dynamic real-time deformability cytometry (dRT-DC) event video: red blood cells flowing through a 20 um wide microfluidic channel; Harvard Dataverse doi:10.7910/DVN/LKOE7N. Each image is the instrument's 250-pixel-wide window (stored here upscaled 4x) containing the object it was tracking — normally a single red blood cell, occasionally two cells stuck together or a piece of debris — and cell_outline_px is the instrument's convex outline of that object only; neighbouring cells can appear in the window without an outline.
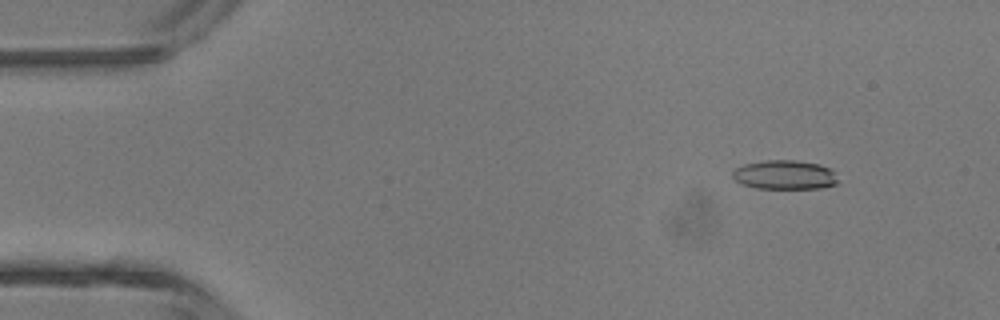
{"species": "common noctule bat (a hibernating species)", "species_latin": "Nyctalus noctula", "temperature_condition": "room temperature", "stored_images_in_passage": 46, "camera_frame_rate_fps": 3000, "um_per_image_px": 0.085, "animal": {"sex": "male", "body_mass_g": 13.3}, "frame": {"image": 1, "passage_image": 5, "time_ms": 1.333, "image_size_px": [1000, 320], "cell_outline_px": [[836, 184], [820, 188], [756, 188], [744, 184], [736, 180], [732, 176], [732, 172], [736, 168], [744, 164], [764, 160], [796, 160], [820, 164], [832, 168], [836, 180]], "centroid_in_image_um": [66.7, 14.84], "position_along_channel_um": 18.3, "area_um2": 17.8}}
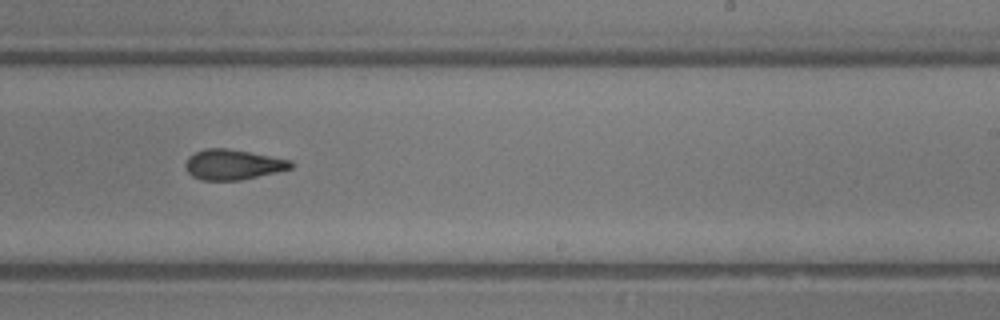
{"frame": {"image": 2, "passage_image": 28, "time_ms": 9.0, "image_size_px": [1000, 320], "cell_outline_px": [[292, 168], [276, 172], [240, 180], [200, 180], [192, 176], [188, 172], [184, 164], [188, 156], [204, 148], [228, 148], [292, 160]], "centroid_in_image_um": [19.77, 13.98], "position_along_channel_um": 269.2, "area_um2": 18.55}}
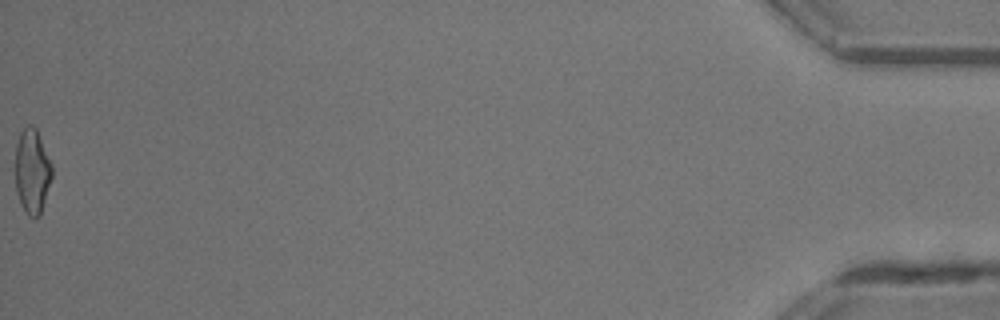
{"frame": {"image": 3, "passage_image": 46, "time_ms": 15.0, "image_size_px": [1000, 320], "cell_outline_px": [[52, 176], [40, 216], [36, 220], [28, 216], [16, 192], [16, 144], [20, 132], [28, 124], [32, 124], [36, 128], [52, 164]], "centroid_in_image_um": [2.74, 14.56], "position_along_channel_um": 432.5, "area_um2": 18.09}, "authors_computed_cell_mechanics": {"area_um2": 18.4093, "velocity_mm_per_s": 4.5128, "shape_relaxation_time_tau1_ms": null, "shape_relaxation_time_tau2_ms": 2.8988, "deformation_change_tau1": null, "deformation_change_tau2": 0.124}}